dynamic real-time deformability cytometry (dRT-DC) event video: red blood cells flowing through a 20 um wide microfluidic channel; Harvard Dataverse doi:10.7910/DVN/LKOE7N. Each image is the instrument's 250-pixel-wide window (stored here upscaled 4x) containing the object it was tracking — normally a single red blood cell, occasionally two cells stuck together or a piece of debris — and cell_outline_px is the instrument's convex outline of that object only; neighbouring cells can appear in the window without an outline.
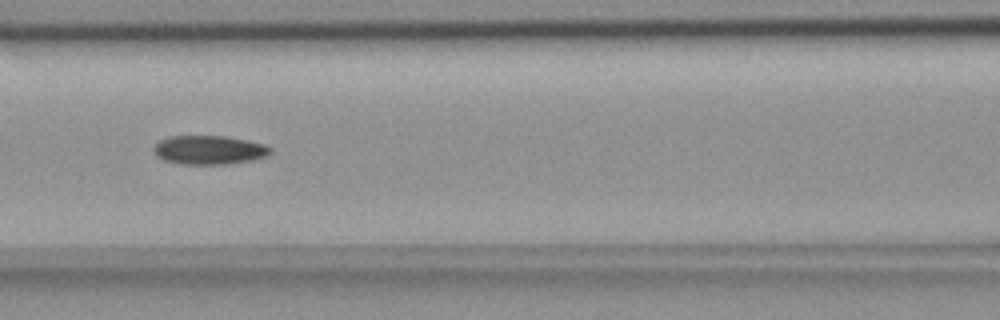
{"species": "common noctule bat (a hibernating species)", "species_latin": "Nyctalus noctula", "temperature_condition": "room temperature", "stored_images_in_passage": 21, "camera_frame_rate_fps": 3000, "um_per_image_px": 0.085, "animal": {"sex": "female", "body_mass_g": 18.4}, "frame": {"image": 1, "passage_image": 15, "time_ms": 4.667, "image_size_px": [1000, 320], "cell_outline_px": [[272, 152], [264, 156], [252, 160], [228, 164], [184, 164], [164, 160], [156, 156], [152, 148], [160, 140], [168, 136], [224, 136], [248, 140], [264, 144], [272, 148]], "centroid_in_image_um": [17.76, 12.74], "position_along_channel_um": 148.8, "area_um2": 19.65}}
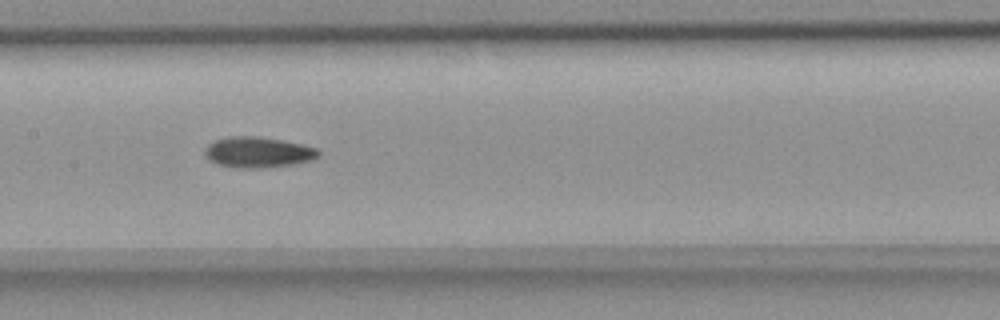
{"frame": {"image": 2, "passage_image": 18, "time_ms": 5.667, "image_size_px": [1000, 320], "cell_outline_px": [[320, 156], [312, 160], [292, 164], [260, 168], [240, 168], [216, 164], [204, 152], [204, 148], [208, 144], [216, 140], [228, 136], [260, 136], [300, 144], [316, 148], [320, 152]], "centroid_in_image_um": [21.93, 12.93], "position_along_channel_um": 185.5, "area_um2": 20.17}}